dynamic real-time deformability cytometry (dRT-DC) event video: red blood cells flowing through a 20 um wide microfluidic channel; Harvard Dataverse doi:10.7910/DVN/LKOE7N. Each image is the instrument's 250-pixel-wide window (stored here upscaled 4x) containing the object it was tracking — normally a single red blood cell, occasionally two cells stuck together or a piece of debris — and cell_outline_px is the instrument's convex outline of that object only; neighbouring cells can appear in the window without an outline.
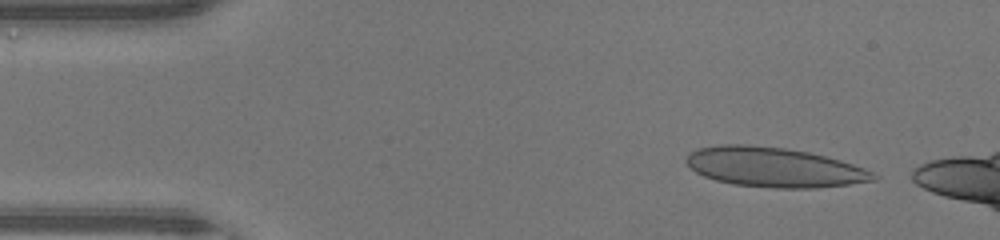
{"species": "human", "species_latin": "Homo sapiens", "temperature_condition": "warm", "stored_images_in_passage": 42, "camera_frame_rate_fps": 3000, "um_per_image_px": 0.085, "donor": {"sex": "male"}, "frame": {"image": 1, "passage_image": 3, "time_ms": 0.667, "image_size_px": [1000, 240], "cell_outline_px": [[880, 176], [876, 180], [848, 184], [816, 188], [776, 188], [732, 184], [716, 180], [704, 176], [696, 172], [684, 160], [688, 152], [696, 148], [720, 144], [744, 144], [784, 148], [808, 152], [840, 160], [864, 168]], "centroid_in_image_um": [65.76, 14.21], "position_along_channel_um": 19.2, "area_um2": 43.29}}
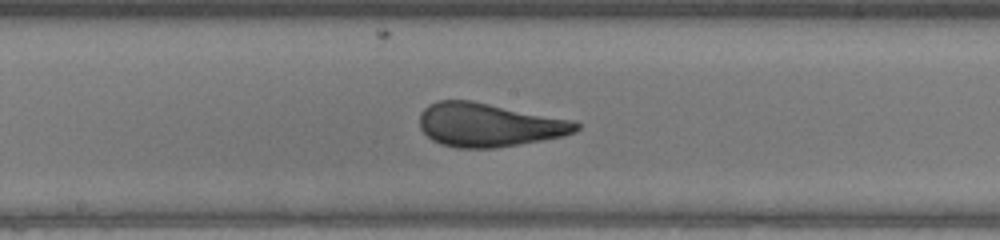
{"frame": {"image": 2, "passage_image": 22, "time_ms": 7.0, "image_size_px": [1000, 240], "cell_outline_px": [[580, 128], [576, 132], [564, 136], [496, 148], [456, 148], [440, 144], [432, 140], [420, 128], [420, 112], [428, 104], [436, 100], [472, 100], [576, 120], [580, 124]], "centroid_in_image_um": [41.57, 10.6], "position_along_channel_um": 206.6, "area_um2": 40.29}}
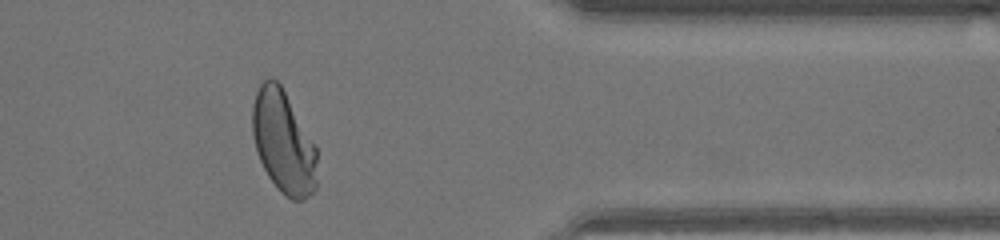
{"frame": {"image": 3, "passage_image": 36, "time_ms": 11.667, "image_size_px": [1000, 240], "cell_outline_px": [[316, 188], [304, 200], [292, 200], [284, 196], [276, 188], [268, 176], [260, 160], [256, 148], [252, 132], [252, 104], [256, 92], [260, 84], [268, 76], [272, 76], [280, 84], [316, 144]], "centroid_in_image_um": [24.08, 12.07], "position_along_channel_um": 387.3, "area_um2": 38.96}, "authors_computed_cell_mechanics": {"area_um2": 40.0843, "velocity_mm_per_s": 4.3415, "shape_relaxation_time_tau1_ms": 5.3404, "shape_relaxation_time_tau2_ms": null, "deformation_change_tau1": 0.2396, "deformation_change_tau2": null}}